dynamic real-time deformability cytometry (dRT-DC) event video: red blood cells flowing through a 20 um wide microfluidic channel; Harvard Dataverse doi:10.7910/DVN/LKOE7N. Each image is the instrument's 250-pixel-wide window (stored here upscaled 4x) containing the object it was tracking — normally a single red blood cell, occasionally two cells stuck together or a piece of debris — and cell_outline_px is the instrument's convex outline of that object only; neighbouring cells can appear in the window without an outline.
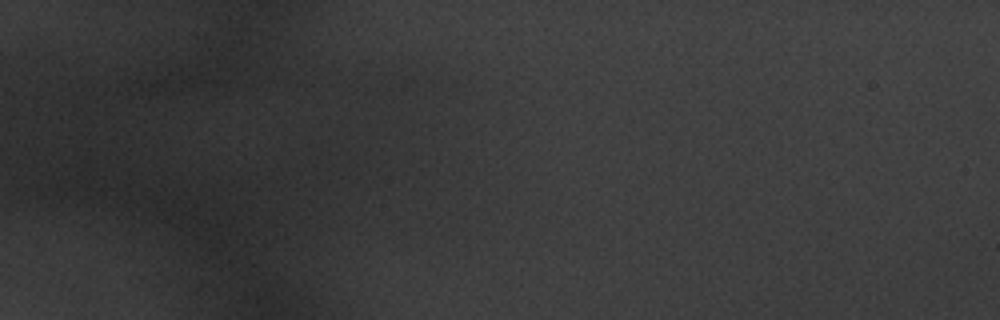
{"species": "common noctule bat (a hibernating species)", "species_latin": "Nyctalus noctula", "temperature_condition": "warm", "stored_images_in_passage": 22, "camera_frame_rate_fps": 3000, "um_per_image_px": 0.085, "animal": {"sex": "male", "body_mass_g": 20.1, "forearm_length_mm": 53.5}, "frame": {"image": 1, "passage_image": 19, "time_ms": 6.0, "image_size_px": [1000, 320], "cell_outline_px": [[328, 176], [316, 196], [308, 204], [296, 204], [248, 192], [232, 184], [240, 168], [304, 148], [312, 148], [320, 152], [324, 156], [328, 168]], "centroid_in_image_um": [24.32, 15.01], "position_along_channel_um": 60.7, "area_um2": 26.18}}